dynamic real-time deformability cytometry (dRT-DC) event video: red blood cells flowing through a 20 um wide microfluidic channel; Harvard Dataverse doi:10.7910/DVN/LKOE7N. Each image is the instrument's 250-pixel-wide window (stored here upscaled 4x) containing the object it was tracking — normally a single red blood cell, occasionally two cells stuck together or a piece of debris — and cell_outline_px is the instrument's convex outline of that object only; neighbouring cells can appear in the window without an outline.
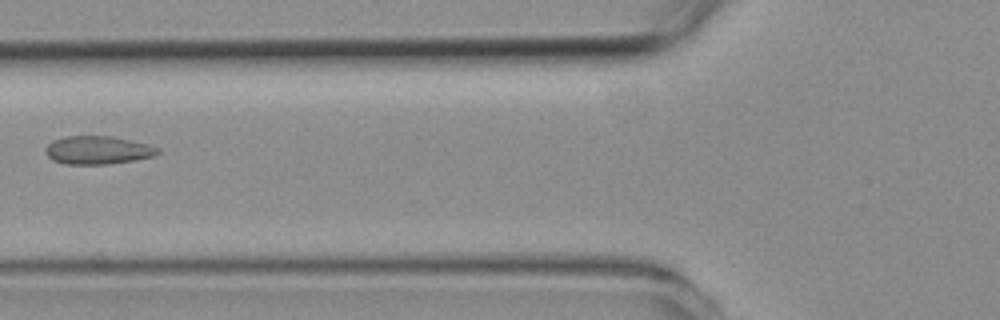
{"species": "common noctule bat (a hibernating species)", "species_latin": "Nyctalus noctula", "temperature_condition": "room temperature", "stored_images_in_passage": 3, "camera_frame_rate_fps": 3000, "um_per_image_px": 0.085, "animal": {"sex": "female", "body_mass_g": 19.3, "forearm_length_mm": 54.1}, "frame": {"image": 1, "passage_image": 2, "time_ms": 1.333, "image_size_px": [1000, 320], "cell_outline_px": [[160, 152], [152, 156], [136, 160], [108, 164], [64, 164], [52, 160], [44, 152], [44, 148], [52, 140], [68, 136], [112, 136], [148, 144], [160, 148]], "centroid_in_image_um": [8.29, 12.76], "position_along_channel_um": 117.5, "area_um2": 18.55}}
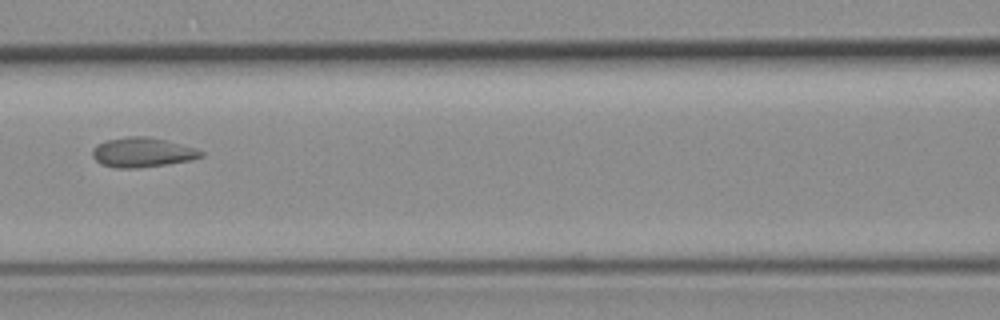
{"frame": {"image": 2, "passage_image": 3, "time_ms": 2.333, "image_size_px": [1000, 320], "cell_outline_px": [[204, 156], [192, 160], [168, 164], [140, 168], [112, 168], [100, 164], [92, 156], [92, 148], [96, 144], [108, 140], [128, 136], [148, 136], [196, 148], [204, 152]], "centroid_in_image_um": [12.09, 12.96], "position_along_channel_um": 154.5, "area_um2": 18.96}}